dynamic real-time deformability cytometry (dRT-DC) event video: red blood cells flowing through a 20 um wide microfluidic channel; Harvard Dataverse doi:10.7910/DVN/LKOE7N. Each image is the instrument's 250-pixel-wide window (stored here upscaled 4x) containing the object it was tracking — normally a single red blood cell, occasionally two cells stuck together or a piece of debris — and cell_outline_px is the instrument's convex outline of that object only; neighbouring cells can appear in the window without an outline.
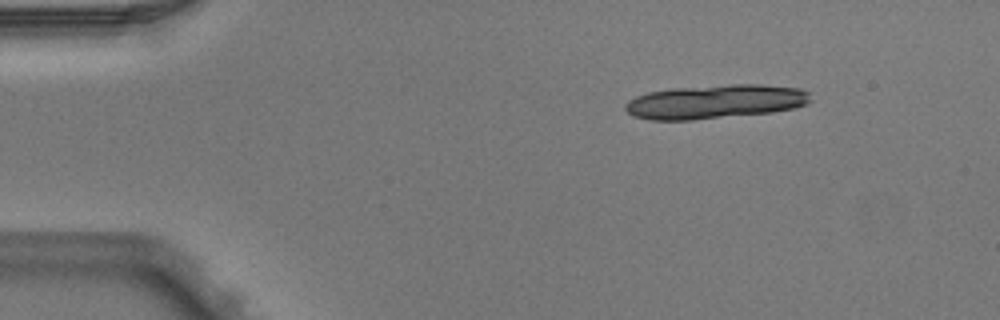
{"species": "Egyptian fruit bat (a non-hibernating species)", "species_latin": "Rousettus aegyptiacus", "temperature_condition": "warm", "stored_images_in_passage": 3, "camera_frame_rate_fps": 3000, "um_per_image_px": 0.085, "animal": {"sex": "male"}, "frame": {"image": 1, "passage_image": 1, "time_ms": 0.0, "image_size_px": [1000, 320], "cell_outline_px": [[812, 100], [808, 104], [796, 108], [772, 112], [692, 120], [648, 120], [632, 116], [624, 108], [624, 104], [628, 100], [636, 96], [648, 92], [672, 88], [732, 84], [760, 84], [800, 88], [812, 92]], "centroid_in_image_um": [60.83, 8.64], "position_along_channel_um": 24.2, "area_um2": 37.22}}